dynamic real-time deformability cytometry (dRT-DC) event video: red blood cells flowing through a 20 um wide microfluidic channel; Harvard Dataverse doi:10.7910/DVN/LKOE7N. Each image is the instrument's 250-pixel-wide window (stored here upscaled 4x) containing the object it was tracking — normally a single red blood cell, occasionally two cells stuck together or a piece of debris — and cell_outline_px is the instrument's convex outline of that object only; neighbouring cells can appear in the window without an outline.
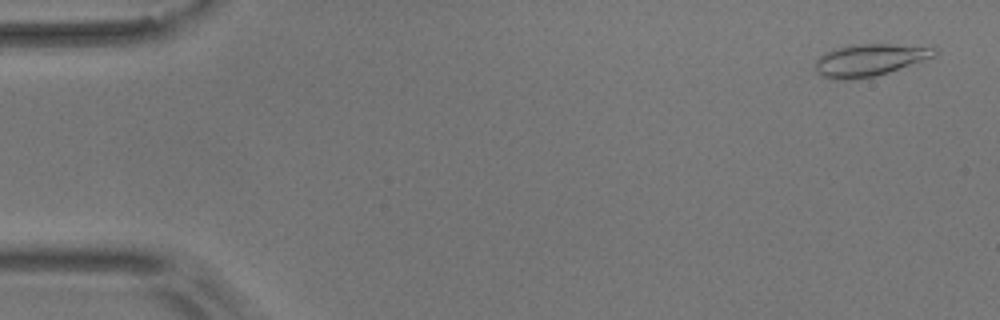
{"species": "common noctule bat (a hibernating species)", "species_latin": "Nyctalus noctula", "temperature_condition": "room temperature", "stored_images_in_passage": 5, "camera_frame_rate_fps": 3000, "um_per_image_px": 0.085, "animal": {"sex": "male", "body_mass_g": 17.9}, "frame": {"image": 1, "passage_image": 1, "time_ms": 0.0, "image_size_px": [1000, 320], "cell_outline_px": [[940, 52], [936, 56], [876, 76], [848, 80], [836, 80], [824, 76], [816, 72], [816, 60], [824, 52], [836, 48], [852, 44], [932, 44]], "centroid_in_image_um": [74.02, 5.07], "position_along_channel_um": 11.0, "area_um2": 22.83}}